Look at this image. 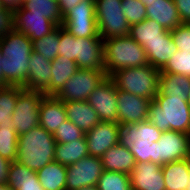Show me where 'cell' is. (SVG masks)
<instances>
[{"mask_svg": "<svg viewBox=\"0 0 190 190\" xmlns=\"http://www.w3.org/2000/svg\"><path fill=\"white\" fill-rule=\"evenodd\" d=\"M186 99H187V102H188V104L190 106V88H189V90H188V92L186 94Z\"/></svg>", "mask_w": 190, "mask_h": 190, "instance_id": "51", "label": "cell"}, {"mask_svg": "<svg viewBox=\"0 0 190 190\" xmlns=\"http://www.w3.org/2000/svg\"><path fill=\"white\" fill-rule=\"evenodd\" d=\"M143 48L146 52L148 63L160 71L178 50L169 30L163 33V38L149 41Z\"/></svg>", "mask_w": 190, "mask_h": 190, "instance_id": "20", "label": "cell"}, {"mask_svg": "<svg viewBox=\"0 0 190 190\" xmlns=\"http://www.w3.org/2000/svg\"><path fill=\"white\" fill-rule=\"evenodd\" d=\"M67 166L56 162L48 163L37 172L44 190H66Z\"/></svg>", "mask_w": 190, "mask_h": 190, "instance_id": "28", "label": "cell"}, {"mask_svg": "<svg viewBox=\"0 0 190 190\" xmlns=\"http://www.w3.org/2000/svg\"><path fill=\"white\" fill-rule=\"evenodd\" d=\"M87 102L97 112L100 122L118 123L117 87L110 77L95 88Z\"/></svg>", "mask_w": 190, "mask_h": 190, "instance_id": "12", "label": "cell"}, {"mask_svg": "<svg viewBox=\"0 0 190 190\" xmlns=\"http://www.w3.org/2000/svg\"><path fill=\"white\" fill-rule=\"evenodd\" d=\"M164 73L184 75L190 78V51L177 50L161 70Z\"/></svg>", "mask_w": 190, "mask_h": 190, "instance_id": "37", "label": "cell"}, {"mask_svg": "<svg viewBox=\"0 0 190 190\" xmlns=\"http://www.w3.org/2000/svg\"><path fill=\"white\" fill-rule=\"evenodd\" d=\"M141 3L145 6H148V3L151 2L152 0H140Z\"/></svg>", "mask_w": 190, "mask_h": 190, "instance_id": "52", "label": "cell"}, {"mask_svg": "<svg viewBox=\"0 0 190 190\" xmlns=\"http://www.w3.org/2000/svg\"><path fill=\"white\" fill-rule=\"evenodd\" d=\"M67 119L79 127L84 133L90 131L100 120L97 112L87 101L63 102Z\"/></svg>", "mask_w": 190, "mask_h": 190, "instance_id": "24", "label": "cell"}, {"mask_svg": "<svg viewBox=\"0 0 190 190\" xmlns=\"http://www.w3.org/2000/svg\"><path fill=\"white\" fill-rule=\"evenodd\" d=\"M3 60H2V51L0 48V88L6 87V86H10L4 79L3 77Z\"/></svg>", "mask_w": 190, "mask_h": 190, "instance_id": "48", "label": "cell"}, {"mask_svg": "<svg viewBox=\"0 0 190 190\" xmlns=\"http://www.w3.org/2000/svg\"><path fill=\"white\" fill-rule=\"evenodd\" d=\"M101 159L87 156L67 166L66 190H77L87 186H96L103 173Z\"/></svg>", "mask_w": 190, "mask_h": 190, "instance_id": "11", "label": "cell"}, {"mask_svg": "<svg viewBox=\"0 0 190 190\" xmlns=\"http://www.w3.org/2000/svg\"><path fill=\"white\" fill-rule=\"evenodd\" d=\"M58 55L76 62L77 58V37L60 26V41L58 45Z\"/></svg>", "mask_w": 190, "mask_h": 190, "instance_id": "40", "label": "cell"}, {"mask_svg": "<svg viewBox=\"0 0 190 190\" xmlns=\"http://www.w3.org/2000/svg\"><path fill=\"white\" fill-rule=\"evenodd\" d=\"M6 184L11 190H44L37 172L13 161L8 168Z\"/></svg>", "mask_w": 190, "mask_h": 190, "instance_id": "25", "label": "cell"}, {"mask_svg": "<svg viewBox=\"0 0 190 190\" xmlns=\"http://www.w3.org/2000/svg\"><path fill=\"white\" fill-rule=\"evenodd\" d=\"M147 18L153 19L166 30L182 24L173 0H152L146 6Z\"/></svg>", "mask_w": 190, "mask_h": 190, "instance_id": "22", "label": "cell"}, {"mask_svg": "<svg viewBox=\"0 0 190 190\" xmlns=\"http://www.w3.org/2000/svg\"><path fill=\"white\" fill-rule=\"evenodd\" d=\"M186 190H190V175H189V182H188V187Z\"/></svg>", "mask_w": 190, "mask_h": 190, "instance_id": "53", "label": "cell"}, {"mask_svg": "<svg viewBox=\"0 0 190 190\" xmlns=\"http://www.w3.org/2000/svg\"><path fill=\"white\" fill-rule=\"evenodd\" d=\"M160 70L146 64L140 67L124 68L113 73L110 78L117 90L154 100L158 93Z\"/></svg>", "mask_w": 190, "mask_h": 190, "instance_id": "5", "label": "cell"}, {"mask_svg": "<svg viewBox=\"0 0 190 190\" xmlns=\"http://www.w3.org/2000/svg\"><path fill=\"white\" fill-rule=\"evenodd\" d=\"M14 29V12L5 9L0 0V39H2Z\"/></svg>", "mask_w": 190, "mask_h": 190, "instance_id": "42", "label": "cell"}, {"mask_svg": "<svg viewBox=\"0 0 190 190\" xmlns=\"http://www.w3.org/2000/svg\"><path fill=\"white\" fill-rule=\"evenodd\" d=\"M151 143H134L130 151L136 162H152V145Z\"/></svg>", "mask_w": 190, "mask_h": 190, "instance_id": "43", "label": "cell"}, {"mask_svg": "<svg viewBox=\"0 0 190 190\" xmlns=\"http://www.w3.org/2000/svg\"><path fill=\"white\" fill-rule=\"evenodd\" d=\"M0 190H11L6 183H0Z\"/></svg>", "mask_w": 190, "mask_h": 190, "instance_id": "50", "label": "cell"}, {"mask_svg": "<svg viewBox=\"0 0 190 190\" xmlns=\"http://www.w3.org/2000/svg\"><path fill=\"white\" fill-rule=\"evenodd\" d=\"M18 134L14 127H0V156L10 162L16 160Z\"/></svg>", "mask_w": 190, "mask_h": 190, "instance_id": "36", "label": "cell"}, {"mask_svg": "<svg viewBox=\"0 0 190 190\" xmlns=\"http://www.w3.org/2000/svg\"><path fill=\"white\" fill-rule=\"evenodd\" d=\"M62 26L77 38L98 37L95 1L82 0L63 17Z\"/></svg>", "mask_w": 190, "mask_h": 190, "instance_id": "10", "label": "cell"}, {"mask_svg": "<svg viewBox=\"0 0 190 190\" xmlns=\"http://www.w3.org/2000/svg\"><path fill=\"white\" fill-rule=\"evenodd\" d=\"M146 64L149 63L144 48L130 36L104 40V70L107 77L120 69Z\"/></svg>", "mask_w": 190, "mask_h": 190, "instance_id": "4", "label": "cell"}, {"mask_svg": "<svg viewBox=\"0 0 190 190\" xmlns=\"http://www.w3.org/2000/svg\"><path fill=\"white\" fill-rule=\"evenodd\" d=\"M10 161L0 156V183H6Z\"/></svg>", "mask_w": 190, "mask_h": 190, "instance_id": "46", "label": "cell"}, {"mask_svg": "<svg viewBox=\"0 0 190 190\" xmlns=\"http://www.w3.org/2000/svg\"><path fill=\"white\" fill-rule=\"evenodd\" d=\"M56 141L53 134L40 125L18 136L16 162L38 172L54 161Z\"/></svg>", "mask_w": 190, "mask_h": 190, "instance_id": "3", "label": "cell"}, {"mask_svg": "<svg viewBox=\"0 0 190 190\" xmlns=\"http://www.w3.org/2000/svg\"><path fill=\"white\" fill-rule=\"evenodd\" d=\"M162 132L149 120L121 125L119 143L131 149L134 143H151L160 139Z\"/></svg>", "mask_w": 190, "mask_h": 190, "instance_id": "19", "label": "cell"}, {"mask_svg": "<svg viewBox=\"0 0 190 190\" xmlns=\"http://www.w3.org/2000/svg\"><path fill=\"white\" fill-rule=\"evenodd\" d=\"M5 9L15 12L22 6V0H1Z\"/></svg>", "mask_w": 190, "mask_h": 190, "instance_id": "47", "label": "cell"}, {"mask_svg": "<svg viewBox=\"0 0 190 190\" xmlns=\"http://www.w3.org/2000/svg\"><path fill=\"white\" fill-rule=\"evenodd\" d=\"M60 41V26L41 39L32 41L33 51L41 54L46 60L52 61L58 56V45Z\"/></svg>", "mask_w": 190, "mask_h": 190, "instance_id": "34", "label": "cell"}, {"mask_svg": "<svg viewBox=\"0 0 190 190\" xmlns=\"http://www.w3.org/2000/svg\"><path fill=\"white\" fill-rule=\"evenodd\" d=\"M103 170L130 174L136 161L130 149L117 143L110 147L101 157Z\"/></svg>", "mask_w": 190, "mask_h": 190, "instance_id": "23", "label": "cell"}, {"mask_svg": "<svg viewBox=\"0 0 190 190\" xmlns=\"http://www.w3.org/2000/svg\"><path fill=\"white\" fill-rule=\"evenodd\" d=\"M148 120L161 132L172 130L190 135V106L186 97L155 96L149 103Z\"/></svg>", "mask_w": 190, "mask_h": 190, "instance_id": "2", "label": "cell"}, {"mask_svg": "<svg viewBox=\"0 0 190 190\" xmlns=\"http://www.w3.org/2000/svg\"><path fill=\"white\" fill-rule=\"evenodd\" d=\"M53 136L56 143H69L77 139H82L85 136V133L67 119L61 123Z\"/></svg>", "mask_w": 190, "mask_h": 190, "instance_id": "39", "label": "cell"}, {"mask_svg": "<svg viewBox=\"0 0 190 190\" xmlns=\"http://www.w3.org/2000/svg\"><path fill=\"white\" fill-rule=\"evenodd\" d=\"M87 156L89 153L85 136L69 143L56 144L54 160L62 165H71Z\"/></svg>", "mask_w": 190, "mask_h": 190, "instance_id": "29", "label": "cell"}, {"mask_svg": "<svg viewBox=\"0 0 190 190\" xmlns=\"http://www.w3.org/2000/svg\"><path fill=\"white\" fill-rule=\"evenodd\" d=\"M28 65V76L22 88L45 93L50 88L52 77L51 61L32 51Z\"/></svg>", "mask_w": 190, "mask_h": 190, "instance_id": "18", "label": "cell"}, {"mask_svg": "<svg viewBox=\"0 0 190 190\" xmlns=\"http://www.w3.org/2000/svg\"><path fill=\"white\" fill-rule=\"evenodd\" d=\"M150 101L147 98L117 90L118 123L125 125L148 120Z\"/></svg>", "mask_w": 190, "mask_h": 190, "instance_id": "14", "label": "cell"}, {"mask_svg": "<svg viewBox=\"0 0 190 190\" xmlns=\"http://www.w3.org/2000/svg\"><path fill=\"white\" fill-rule=\"evenodd\" d=\"M39 125L53 134L67 120L63 101L55 96H45L41 101Z\"/></svg>", "mask_w": 190, "mask_h": 190, "instance_id": "21", "label": "cell"}, {"mask_svg": "<svg viewBox=\"0 0 190 190\" xmlns=\"http://www.w3.org/2000/svg\"><path fill=\"white\" fill-rule=\"evenodd\" d=\"M76 63L79 69L104 70V40L96 38H77Z\"/></svg>", "mask_w": 190, "mask_h": 190, "instance_id": "17", "label": "cell"}, {"mask_svg": "<svg viewBox=\"0 0 190 190\" xmlns=\"http://www.w3.org/2000/svg\"><path fill=\"white\" fill-rule=\"evenodd\" d=\"M27 1H29V0H22V5H23V3L27 2Z\"/></svg>", "mask_w": 190, "mask_h": 190, "instance_id": "54", "label": "cell"}, {"mask_svg": "<svg viewBox=\"0 0 190 190\" xmlns=\"http://www.w3.org/2000/svg\"><path fill=\"white\" fill-rule=\"evenodd\" d=\"M99 35L103 40L129 36L130 25L122 10V0H94Z\"/></svg>", "mask_w": 190, "mask_h": 190, "instance_id": "6", "label": "cell"}, {"mask_svg": "<svg viewBox=\"0 0 190 190\" xmlns=\"http://www.w3.org/2000/svg\"><path fill=\"white\" fill-rule=\"evenodd\" d=\"M166 31L159 23L153 19L146 18L130 26L129 36L133 38L142 47L149 41H154L163 38V33Z\"/></svg>", "mask_w": 190, "mask_h": 190, "instance_id": "31", "label": "cell"}, {"mask_svg": "<svg viewBox=\"0 0 190 190\" xmlns=\"http://www.w3.org/2000/svg\"><path fill=\"white\" fill-rule=\"evenodd\" d=\"M15 30L24 33L32 41L41 39L57 26L43 15L31 14L22 6L14 12Z\"/></svg>", "mask_w": 190, "mask_h": 190, "instance_id": "16", "label": "cell"}, {"mask_svg": "<svg viewBox=\"0 0 190 190\" xmlns=\"http://www.w3.org/2000/svg\"><path fill=\"white\" fill-rule=\"evenodd\" d=\"M98 190H131L129 174L104 170L98 183Z\"/></svg>", "mask_w": 190, "mask_h": 190, "instance_id": "35", "label": "cell"}, {"mask_svg": "<svg viewBox=\"0 0 190 190\" xmlns=\"http://www.w3.org/2000/svg\"><path fill=\"white\" fill-rule=\"evenodd\" d=\"M190 88V78L184 75L164 73L160 71L158 93L156 96L186 97Z\"/></svg>", "mask_w": 190, "mask_h": 190, "instance_id": "30", "label": "cell"}, {"mask_svg": "<svg viewBox=\"0 0 190 190\" xmlns=\"http://www.w3.org/2000/svg\"><path fill=\"white\" fill-rule=\"evenodd\" d=\"M152 162L159 165L190 158V135L176 131L162 132L158 141L153 142Z\"/></svg>", "mask_w": 190, "mask_h": 190, "instance_id": "8", "label": "cell"}, {"mask_svg": "<svg viewBox=\"0 0 190 190\" xmlns=\"http://www.w3.org/2000/svg\"><path fill=\"white\" fill-rule=\"evenodd\" d=\"M131 190H166L162 166L154 162H136L129 174Z\"/></svg>", "mask_w": 190, "mask_h": 190, "instance_id": "15", "label": "cell"}, {"mask_svg": "<svg viewBox=\"0 0 190 190\" xmlns=\"http://www.w3.org/2000/svg\"><path fill=\"white\" fill-rule=\"evenodd\" d=\"M182 23L190 24V0H173Z\"/></svg>", "mask_w": 190, "mask_h": 190, "instance_id": "44", "label": "cell"}, {"mask_svg": "<svg viewBox=\"0 0 190 190\" xmlns=\"http://www.w3.org/2000/svg\"><path fill=\"white\" fill-rule=\"evenodd\" d=\"M21 86H6L0 88V127H13L12 118Z\"/></svg>", "mask_w": 190, "mask_h": 190, "instance_id": "32", "label": "cell"}, {"mask_svg": "<svg viewBox=\"0 0 190 190\" xmlns=\"http://www.w3.org/2000/svg\"><path fill=\"white\" fill-rule=\"evenodd\" d=\"M82 0H59V8L64 17L73 7L77 6Z\"/></svg>", "mask_w": 190, "mask_h": 190, "instance_id": "45", "label": "cell"}, {"mask_svg": "<svg viewBox=\"0 0 190 190\" xmlns=\"http://www.w3.org/2000/svg\"><path fill=\"white\" fill-rule=\"evenodd\" d=\"M3 77L10 86H23L28 76V63L33 51L32 40L13 30L0 39Z\"/></svg>", "mask_w": 190, "mask_h": 190, "instance_id": "1", "label": "cell"}, {"mask_svg": "<svg viewBox=\"0 0 190 190\" xmlns=\"http://www.w3.org/2000/svg\"><path fill=\"white\" fill-rule=\"evenodd\" d=\"M52 77L50 88L44 93L46 96H55L64 86L66 81L79 69L77 63L58 55L51 61Z\"/></svg>", "mask_w": 190, "mask_h": 190, "instance_id": "27", "label": "cell"}, {"mask_svg": "<svg viewBox=\"0 0 190 190\" xmlns=\"http://www.w3.org/2000/svg\"><path fill=\"white\" fill-rule=\"evenodd\" d=\"M166 190H186L190 175V158L162 165Z\"/></svg>", "mask_w": 190, "mask_h": 190, "instance_id": "26", "label": "cell"}, {"mask_svg": "<svg viewBox=\"0 0 190 190\" xmlns=\"http://www.w3.org/2000/svg\"><path fill=\"white\" fill-rule=\"evenodd\" d=\"M170 33L178 50L190 51V24L182 23Z\"/></svg>", "mask_w": 190, "mask_h": 190, "instance_id": "41", "label": "cell"}, {"mask_svg": "<svg viewBox=\"0 0 190 190\" xmlns=\"http://www.w3.org/2000/svg\"><path fill=\"white\" fill-rule=\"evenodd\" d=\"M77 190H98L97 186H87Z\"/></svg>", "mask_w": 190, "mask_h": 190, "instance_id": "49", "label": "cell"}, {"mask_svg": "<svg viewBox=\"0 0 190 190\" xmlns=\"http://www.w3.org/2000/svg\"><path fill=\"white\" fill-rule=\"evenodd\" d=\"M22 7L31 14L43 15L51 20L56 26H61L63 16L57 0H29Z\"/></svg>", "mask_w": 190, "mask_h": 190, "instance_id": "33", "label": "cell"}, {"mask_svg": "<svg viewBox=\"0 0 190 190\" xmlns=\"http://www.w3.org/2000/svg\"><path fill=\"white\" fill-rule=\"evenodd\" d=\"M121 125L113 122H99L85 133L89 156L100 158L110 147L119 143Z\"/></svg>", "mask_w": 190, "mask_h": 190, "instance_id": "13", "label": "cell"}, {"mask_svg": "<svg viewBox=\"0 0 190 190\" xmlns=\"http://www.w3.org/2000/svg\"><path fill=\"white\" fill-rule=\"evenodd\" d=\"M122 10L130 26L147 18L146 6L140 0H122Z\"/></svg>", "mask_w": 190, "mask_h": 190, "instance_id": "38", "label": "cell"}, {"mask_svg": "<svg viewBox=\"0 0 190 190\" xmlns=\"http://www.w3.org/2000/svg\"><path fill=\"white\" fill-rule=\"evenodd\" d=\"M46 95L41 92L23 89L17 97L12 126L19 135L39 126L41 101Z\"/></svg>", "mask_w": 190, "mask_h": 190, "instance_id": "9", "label": "cell"}, {"mask_svg": "<svg viewBox=\"0 0 190 190\" xmlns=\"http://www.w3.org/2000/svg\"><path fill=\"white\" fill-rule=\"evenodd\" d=\"M106 77L105 70L78 69L55 97L63 102L87 101L89 95Z\"/></svg>", "mask_w": 190, "mask_h": 190, "instance_id": "7", "label": "cell"}]
</instances>
